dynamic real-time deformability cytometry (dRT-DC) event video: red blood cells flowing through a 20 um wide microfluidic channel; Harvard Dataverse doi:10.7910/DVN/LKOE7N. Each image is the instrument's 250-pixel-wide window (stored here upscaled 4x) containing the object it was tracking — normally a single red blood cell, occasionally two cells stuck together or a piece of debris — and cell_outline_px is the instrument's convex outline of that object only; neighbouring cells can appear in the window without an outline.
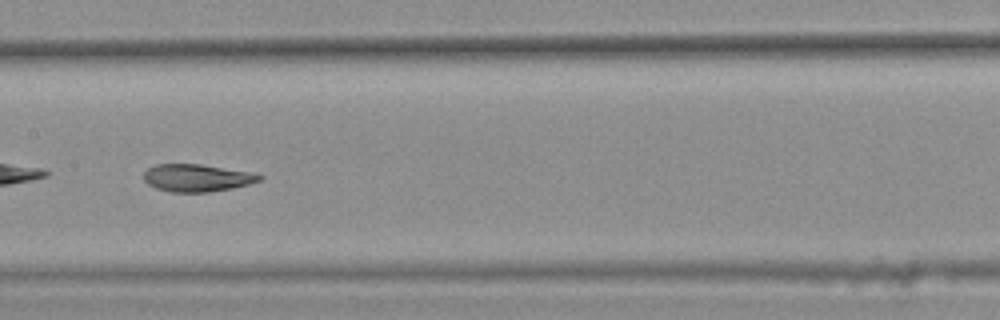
{"species": "common noctule bat (a hibernating species)", "species_latin": "Nyctalus noctula", "temperature_condition": "warm", "stored_images_in_passage": 45, "camera_frame_rate_fps": 3000, "um_per_image_px": 0.085, "animal": {"sex": "female", "body_mass_g": 25.1}, "frame": {"image": 1, "passage_image": 26, "time_ms": 8.333, "image_size_px": [1000, 320], "cell_outline_px": [[264, 176], [260, 180], [248, 184], [232, 188], [208, 192], [172, 192], [156, 188], [148, 184], [144, 180], [144, 172], [148, 168], [156, 164], [200, 164], [248, 172]], "centroid_in_image_um": [16.7, 15.12], "position_along_channel_um": 190.7, "area_um2": 18.26}}
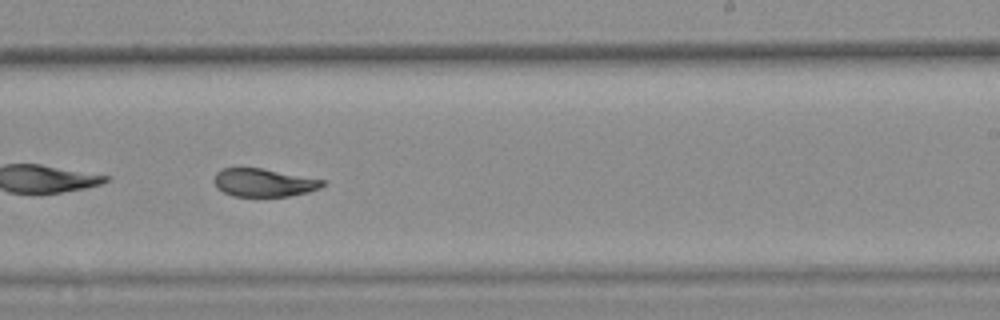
{"frame": {"image": 2, "passage_image": 32, "time_ms": 10.333, "image_size_px": [1000, 320], "cell_outline_px": [[324, 184], [320, 188], [308, 192], [288, 196], [232, 196], [216, 188], [212, 180], [216, 172], [220, 168], [260, 168], [324, 180]], "centroid_in_image_um": [22.35, 15.52], "position_along_channel_um": 266.7, "area_um2": 17.69}, "authors_computed_cell_mechanics": {"area_um2": 19.5942, "velocity_mm_per_s": 3.8114, "shape_relaxation_time_tau1_ms": null, "shape_relaxation_time_tau2_ms": 1.6765, "deformation_change_tau1": null, "deformation_change_tau2": 0.0628}}